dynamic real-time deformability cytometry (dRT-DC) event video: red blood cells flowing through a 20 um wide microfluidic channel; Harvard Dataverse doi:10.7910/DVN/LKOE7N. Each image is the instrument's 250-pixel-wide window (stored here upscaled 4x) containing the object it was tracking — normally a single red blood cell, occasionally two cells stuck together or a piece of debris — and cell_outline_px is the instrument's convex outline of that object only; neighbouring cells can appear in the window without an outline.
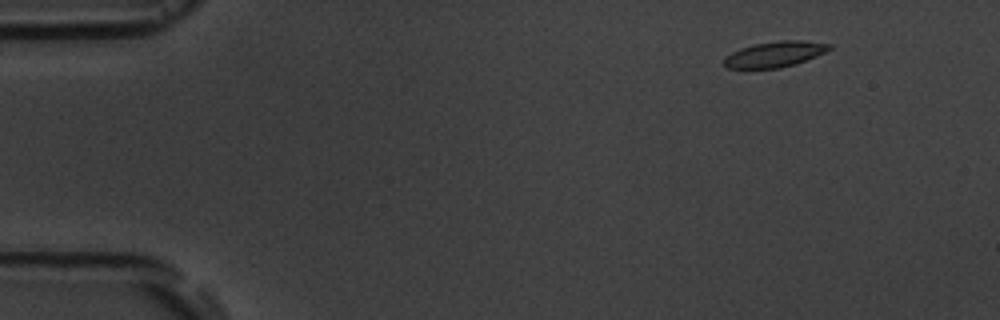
{"species": "common noctule bat (a hibernating species)", "species_latin": "Nyctalus noctula", "temperature_condition": "room temperature", "stored_images_in_passage": 5, "segment_of_instrument_passage": [1, 2], "camera_frame_rate_fps": 3000, "um_per_image_px": 0.085, "animal": {"sex": "male", "body_mass_g": 19.5, "forearm_length_mm": 54.6}, "frame": {"image": 1, "passage_image": 1, "time_ms": 0.0, "image_size_px": [1000, 320], "cell_outline_px": [[832, 48], [816, 56], [780, 68], [728, 68], [724, 64], [724, 56], [740, 48], [752, 44], [784, 40], [800, 40], [832, 44]], "centroid_in_image_um": [65.83, 4.6], "position_along_channel_um": 19.2, "area_um2": 15.55}}